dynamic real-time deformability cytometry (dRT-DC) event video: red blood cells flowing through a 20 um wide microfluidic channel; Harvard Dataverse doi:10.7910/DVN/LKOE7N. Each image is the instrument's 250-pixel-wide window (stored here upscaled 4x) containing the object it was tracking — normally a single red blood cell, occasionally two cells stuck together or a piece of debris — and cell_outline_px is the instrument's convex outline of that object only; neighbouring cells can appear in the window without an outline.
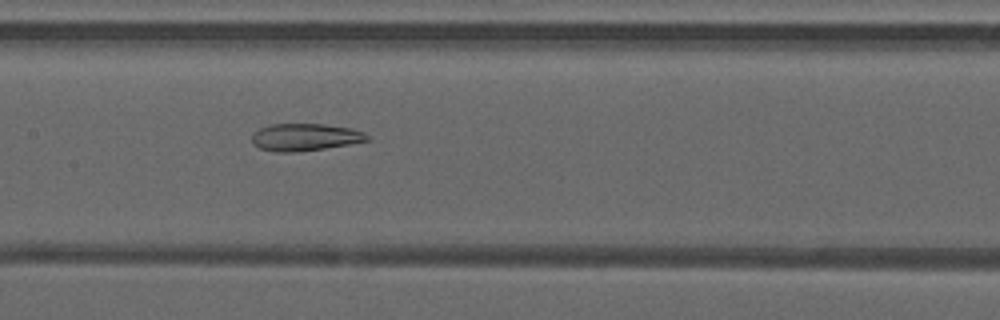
{"species": "common noctule bat (a hibernating species)", "species_latin": "Nyctalus noctula", "temperature_condition": "warm", "stored_images_in_passage": 34, "camera_frame_rate_fps": 3000, "um_per_image_px": 0.085, "animal": {"sex": "male", "forearm_length_mm": 52.5}, "frame": {"image": 1, "passage_image": 15, "time_ms": 4.667, "image_size_px": [1000, 320], "cell_outline_px": [[372, 140], [352, 144], [296, 152], [276, 152], [260, 148], [252, 144], [252, 136], [260, 128], [272, 124], [324, 124], [352, 128], [364, 132], [372, 136]], "centroid_in_image_um": [26.01, 11.66], "position_along_channel_um": 181.4, "area_um2": 18.5}}
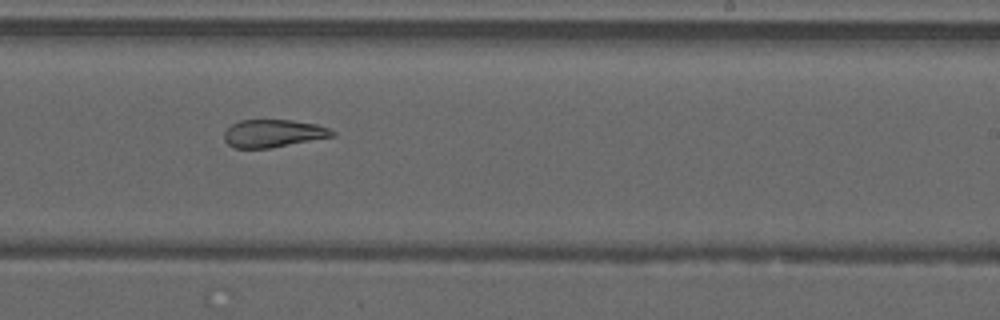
{"frame": {"image": 2, "passage_image": 21, "time_ms": 6.667, "image_size_px": [1000, 320], "cell_outline_px": [[336, 136], [268, 148], [236, 148], [228, 144], [224, 140], [224, 132], [232, 124], [240, 120], [288, 120], [316, 124], [328, 128], [336, 132]], "centroid_in_image_um": [23.23, 11.34], "position_along_channel_um": 265.8, "area_um2": 17.34}}
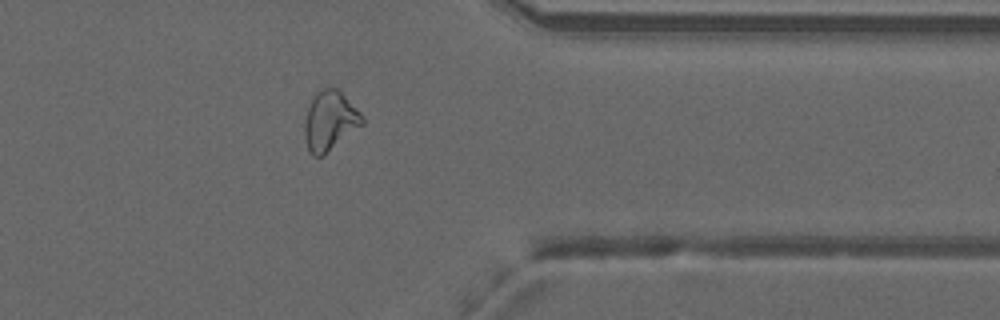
{"frame": {"image": 3, "passage_image": 30, "time_ms": 9.667, "image_size_px": [1000, 320], "cell_outline_px": [[364, 124], [324, 156], [312, 156], [308, 152], [304, 136], [304, 124], [308, 108], [316, 92], [320, 88], [340, 88], [364, 116]], "centroid_in_image_um": [28.06, 10.28], "position_along_channel_um": 383.3, "area_um2": 20.46}}